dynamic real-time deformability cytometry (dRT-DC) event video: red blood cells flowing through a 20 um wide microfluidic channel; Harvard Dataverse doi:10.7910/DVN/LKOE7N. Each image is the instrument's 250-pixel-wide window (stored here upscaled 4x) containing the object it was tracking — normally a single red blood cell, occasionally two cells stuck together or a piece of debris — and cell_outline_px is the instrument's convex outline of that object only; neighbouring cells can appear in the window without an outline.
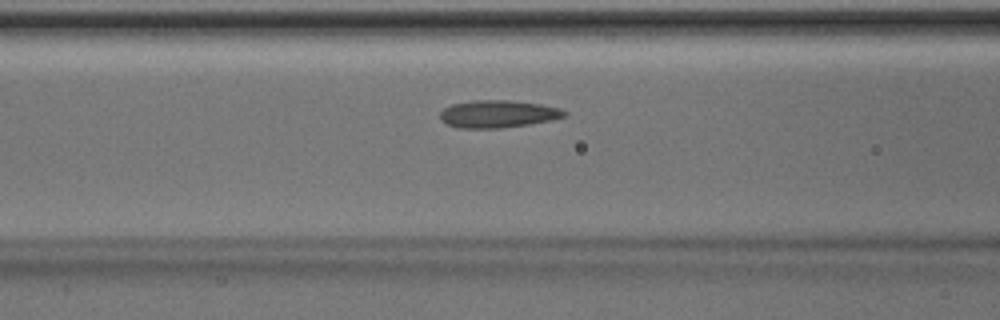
{"species": "Egyptian fruit bat (a non-hibernating species)", "species_latin": "Rousettus aegyptiacus", "temperature_condition": "room temperature", "stored_images_in_passage": 36, "camera_frame_rate_fps": 3000, "um_per_image_px": 0.085, "animal": {"sex": "male"}, "frame": {"image": 1, "passage_image": 6, "time_ms": 1.667, "image_size_px": [1000, 320], "cell_outline_px": [[568, 116], [552, 120], [528, 124], [500, 128], [460, 128], [444, 124], [440, 120], [440, 112], [444, 108], [452, 104], [472, 100], [508, 100], [540, 104], [560, 108], [568, 112]], "centroid_in_image_um": [42.32, 9.69], "position_along_channel_um": 124.3, "area_um2": 20.06}}
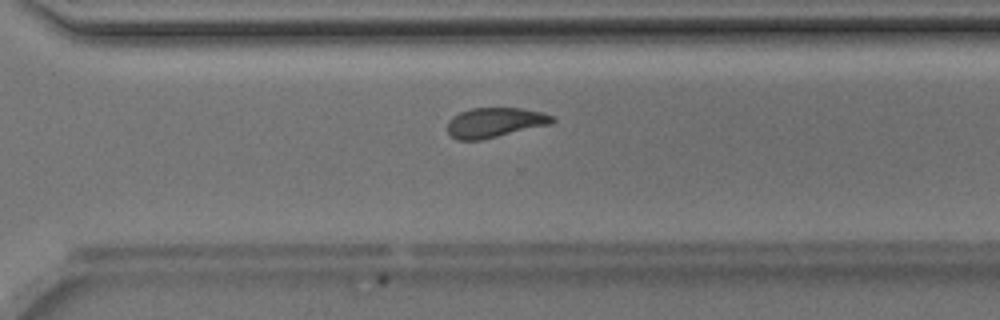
{"frame": {"image": 2, "passage_image": 21, "time_ms": 6.667, "image_size_px": [1000, 320], "cell_outline_px": [[556, 120], [552, 124], [480, 140], [456, 140], [448, 132], [448, 120], [452, 116], [460, 112], [472, 108], [520, 108], [540, 112], [556, 116]], "centroid_in_image_um": [42.08, 10.41], "position_along_channel_um": 328.5, "area_um2": 18.26}}
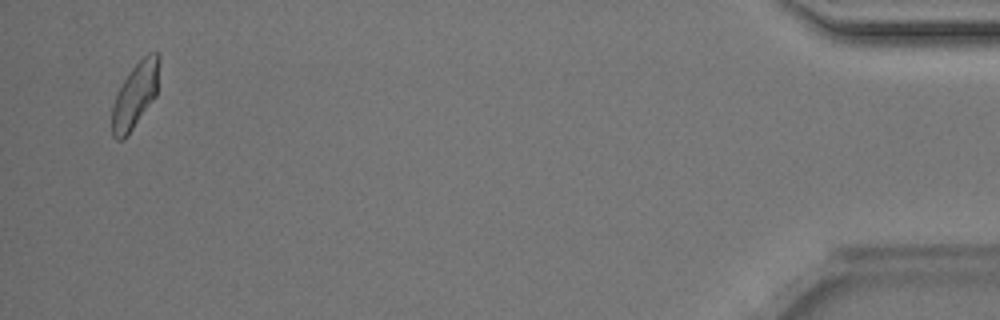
{"frame": {"image": 3, "passage_image": 34, "time_ms": 11.0, "image_size_px": [1000, 320], "cell_outline_px": [[160, 60], [156, 96], [124, 140], [116, 140], [112, 136], [112, 104], [124, 80], [132, 68], [148, 52], [156, 52], [160, 56]], "centroid_in_image_um": [11.5, 8.1], "position_along_channel_um": 423.7, "area_um2": 17.86}}